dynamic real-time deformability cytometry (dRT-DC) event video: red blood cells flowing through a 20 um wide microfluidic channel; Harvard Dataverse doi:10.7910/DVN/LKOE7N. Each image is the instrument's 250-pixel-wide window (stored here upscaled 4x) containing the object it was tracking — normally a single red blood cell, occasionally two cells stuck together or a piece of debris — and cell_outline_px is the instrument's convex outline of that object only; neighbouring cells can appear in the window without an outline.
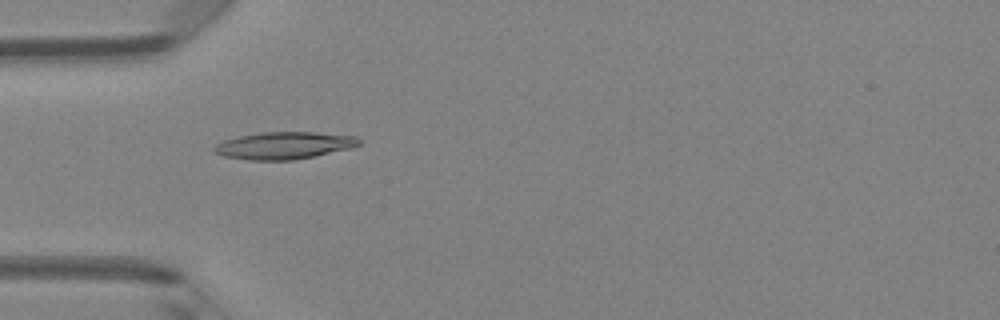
{"species": "Egyptian fruit bat (a non-hibernating species)", "species_latin": "Rousettus aegyptiacus", "temperature_condition": "room temperature", "stored_images_in_passage": 7, "camera_frame_rate_fps": 3000, "um_per_image_px": 0.085, "animal": {"sex": "female"}, "frame": {"image": 1, "passage_image": 4, "time_ms": 1.0, "image_size_px": [1000, 320], "cell_outline_px": [[360, 144], [352, 148], [292, 160], [252, 160], [224, 156], [212, 152], [212, 148], [216, 144], [224, 140], [240, 136], [264, 132], [316, 132], [356, 136], [360, 140]], "centroid_in_image_um": [24.14, 12.36], "position_along_channel_um": 60.9, "area_um2": 22.83}}
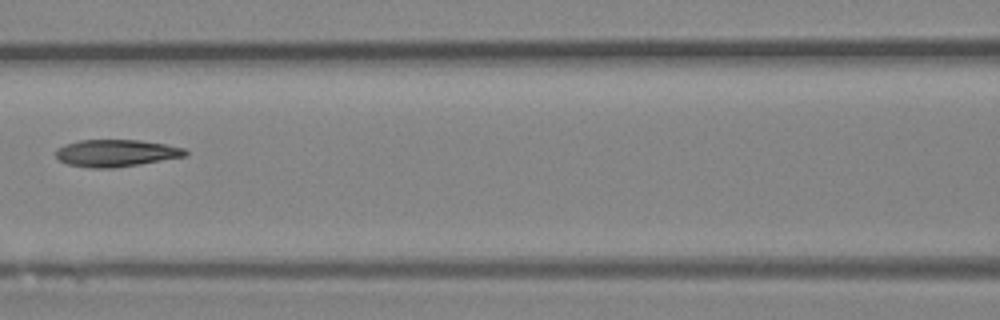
{"frame": {"image": 2, "passage_image": 6, "time_ms": 1.667, "image_size_px": [1000, 320], "cell_outline_px": [[188, 156], [140, 164], [112, 168], [92, 168], [68, 164], [60, 160], [56, 156], [56, 148], [64, 144], [80, 140], [140, 140], [164, 144], [184, 148], [188, 152]], "centroid_in_image_um": [9.88, 13.01], "position_along_channel_um": 156.7, "area_um2": 20.46}}
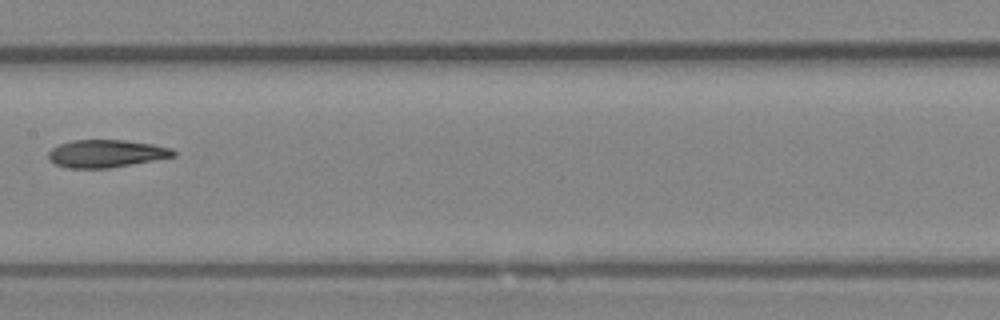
{"frame": {"image": 3, "passage_image": 7, "time_ms": 2.0, "image_size_px": [1000, 320], "cell_outline_px": [[176, 156], [108, 168], [64, 168], [48, 160], [48, 152], [52, 148], [60, 144], [72, 140], [124, 140], [152, 144], [172, 148], [176, 152]], "centroid_in_image_um": [9.0, 13.05], "position_along_channel_um": 198.4, "area_um2": 20.11}}